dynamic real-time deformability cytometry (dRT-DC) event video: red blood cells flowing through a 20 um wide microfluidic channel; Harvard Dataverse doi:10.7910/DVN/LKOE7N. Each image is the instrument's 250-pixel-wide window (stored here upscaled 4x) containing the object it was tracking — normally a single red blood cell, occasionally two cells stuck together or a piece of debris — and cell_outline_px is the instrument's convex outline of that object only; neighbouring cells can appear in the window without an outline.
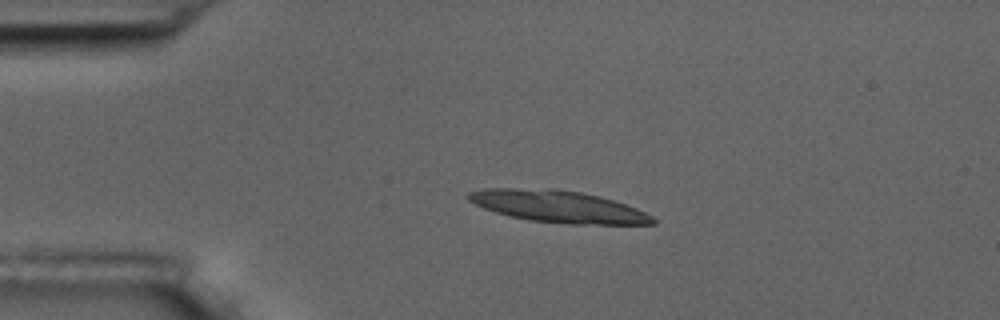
{"species": "common noctule bat (a hibernating species)", "species_latin": "Nyctalus noctula", "temperature_condition": "room temperature", "stored_images_in_passage": 4, "camera_frame_rate_fps": 3000, "um_per_image_px": 0.085, "animal": {"sex": "male", "body_mass_g": 17.5, "forearm_length_mm": 52.3}, "frame": {"image": 1, "passage_image": 3, "time_ms": 2.333, "image_size_px": [1000, 320], "cell_outline_px": [[656, 224], [568, 224], [528, 220], [496, 212], [484, 208], [468, 200], [468, 192], [484, 188], [556, 188], [580, 192], [600, 196], [636, 208], [652, 216], [656, 220]], "centroid_in_image_um": [47.44, 17.54], "position_along_channel_um": 37.6, "area_um2": 34.22}}